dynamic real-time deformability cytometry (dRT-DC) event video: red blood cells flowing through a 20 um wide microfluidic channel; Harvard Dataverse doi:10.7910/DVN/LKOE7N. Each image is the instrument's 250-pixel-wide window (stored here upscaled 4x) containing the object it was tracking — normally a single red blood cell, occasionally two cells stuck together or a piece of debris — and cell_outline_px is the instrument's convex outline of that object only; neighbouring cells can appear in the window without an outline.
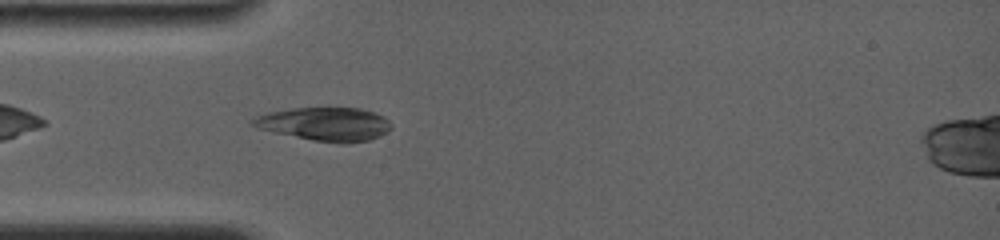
{"species": "common noctule bat (a hibernating species)", "species_latin": "Nyctalus noctula", "temperature_condition": "room temperature", "stored_images_in_passage": 16, "camera_frame_rate_fps": 4000, "um_per_image_px": 0.085, "animal": {"sex": "female", "body_mass_g": 19.0, "forearm_length_mm": 56.7}, "frame": {"image": 1, "passage_image": 3, "time_ms": 1.0, "image_size_px": [1000, 240], "cell_outline_px": [[392, 128], [380, 136], [368, 140], [340, 144], [312, 140], [256, 128], [248, 124], [248, 120], [256, 116], [268, 112], [292, 108], [360, 108], [376, 112], [384, 116], [392, 124]], "centroid_in_image_um": [27.61, 10.54], "position_along_channel_um": 57.4, "area_um2": 27.28}}
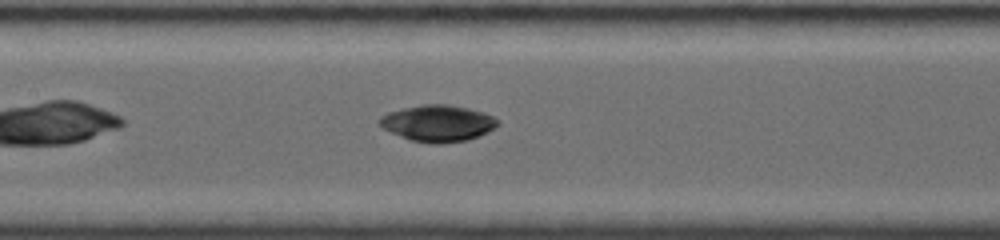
{"frame": {"image": 2, "passage_image": 10, "time_ms": 4.0, "image_size_px": [1000, 240], "cell_outline_px": [[500, 124], [488, 132], [480, 136], [468, 140], [440, 144], [432, 144], [412, 140], [400, 136], [384, 128], [376, 120], [380, 116], [388, 112], [404, 108], [424, 104], [448, 104], [468, 108], [484, 112], [500, 120]], "centroid_in_image_um": [37.25, 10.48], "position_along_channel_um": 170.2, "area_um2": 25.26}}
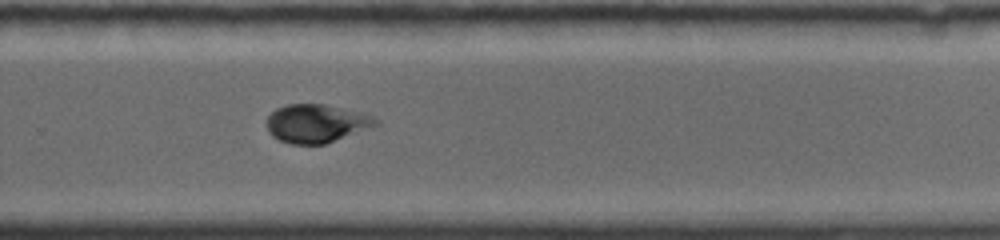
{"frame": {"image": 3, "passage_image": 16, "time_ms": 7.5, "image_size_px": [1000, 240], "cell_outline_px": [[380, 124], [324, 144], [292, 144], [280, 140], [272, 136], [268, 132], [264, 124], [264, 120], [276, 108], [288, 104], [324, 104], [372, 116], [380, 120]], "centroid_in_image_um": [26.82, 10.49], "position_along_channel_um": 303.0, "area_um2": 24.28}}